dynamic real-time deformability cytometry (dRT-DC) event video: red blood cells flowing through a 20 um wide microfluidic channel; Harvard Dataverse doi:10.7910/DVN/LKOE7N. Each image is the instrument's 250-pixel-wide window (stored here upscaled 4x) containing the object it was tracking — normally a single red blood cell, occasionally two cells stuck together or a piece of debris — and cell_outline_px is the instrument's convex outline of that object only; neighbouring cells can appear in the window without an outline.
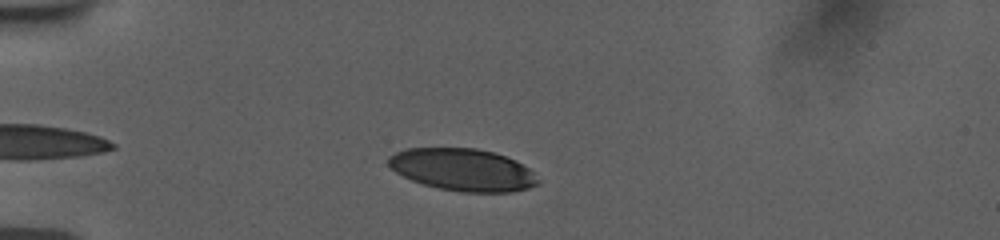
{"species": "human", "species_latin": "Homo sapiens", "temperature_condition": "room temperature", "stored_images_in_passage": 36, "camera_frame_rate_fps": 3000, "um_per_image_px": 0.085, "donor": {"sex": "female"}, "frame": {"image": 1, "passage_image": 6, "time_ms": 1.667, "image_size_px": [1000, 240], "cell_outline_px": [[540, 180], [536, 184], [528, 188], [512, 192], [460, 192], [436, 188], [412, 180], [396, 172], [388, 164], [388, 156], [396, 152], [408, 148], [476, 148], [492, 152], [516, 160], [528, 168]], "centroid_in_image_um": [39.33, 14.43], "position_along_channel_um": 45.7, "area_um2": 36.7}}
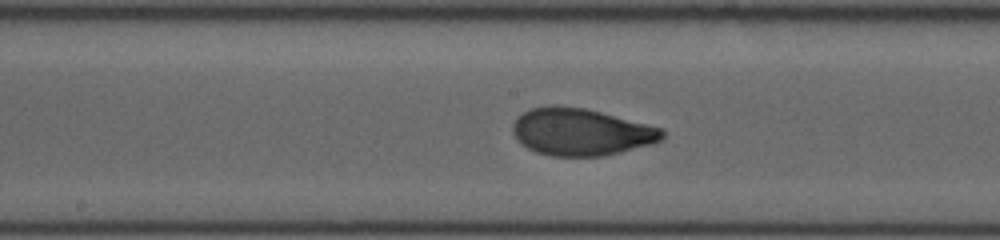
{"frame": {"image": 2, "passage_image": 21, "time_ms": 6.667, "image_size_px": [1000, 240], "cell_outline_px": [[664, 136], [660, 140], [652, 144], [604, 156], [552, 156], [536, 152], [520, 144], [512, 132], [512, 124], [516, 116], [532, 108], [584, 108], [664, 128]], "centroid_in_image_um": [49.39, 11.25], "position_along_channel_um": 198.8, "area_um2": 40.52}}
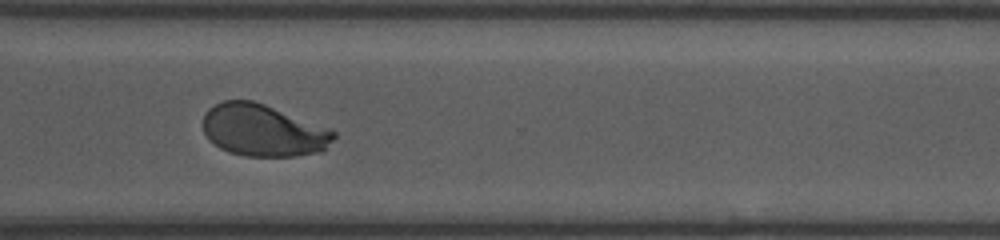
{"frame": {"image": 3, "passage_image": 33, "time_ms": 10.667, "image_size_px": [1000, 240], "cell_outline_px": [[336, 136], [320, 152], [296, 156], [244, 156], [228, 152], [220, 148], [208, 140], [204, 132], [204, 112], [208, 108], [224, 100], [252, 100], [264, 104], [328, 128], [336, 132]], "centroid_in_image_um": [22.33, 11.09], "position_along_channel_um": 348.3, "area_um2": 39.42}, "authors_computed_cell_mechanics": {"area_um2": 40.0843, "velocity_mm_per_s": 3.7591, "shape_relaxation_time_tau1_ms": 4.4172, "shape_relaxation_time_tau2_ms": null, "deformation_change_tau1": 0.1816, "deformation_change_tau2": null}}